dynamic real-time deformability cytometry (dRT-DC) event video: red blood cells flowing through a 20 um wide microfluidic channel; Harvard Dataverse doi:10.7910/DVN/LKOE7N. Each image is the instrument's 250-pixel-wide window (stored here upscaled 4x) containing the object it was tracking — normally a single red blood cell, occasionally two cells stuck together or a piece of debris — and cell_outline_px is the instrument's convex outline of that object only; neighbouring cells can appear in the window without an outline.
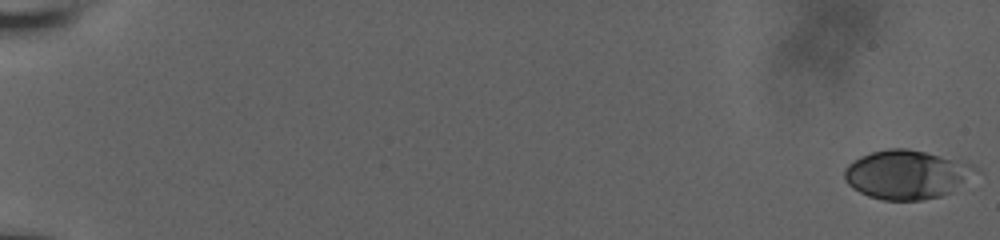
{"species": "human", "species_latin": "Homo sapiens", "temperature_condition": "room temperature", "stored_images_in_passage": 58, "camera_frame_rate_fps": 3000, "um_per_image_px": 0.085, "donor": {"sex": "male"}, "frame": {"image": 1, "passage_image": 1, "time_ms": 0.0, "image_size_px": [1000, 240], "cell_outline_px": [[984, 172], [952, 192], [940, 196], [920, 200], [884, 200], [868, 196], [852, 188], [848, 184], [844, 176], [844, 168], [852, 160], [860, 156], [872, 152], [888, 148], [908, 148], [972, 164], [980, 168]], "centroid_in_image_um": [77.13, 14.84], "position_along_channel_um": 7.9, "area_um2": 37.86}}
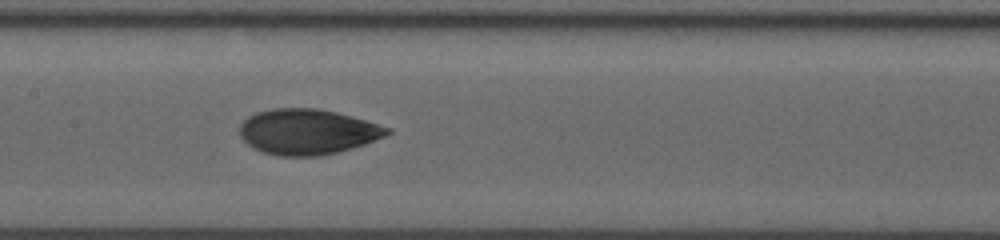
{"frame": {"image": 2, "passage_image": 32, "time_ms": 10.333, "image_size_px": [1000, 240], "cell_outline_px": [[392, 132], [384, 136], [364, 144], [352, 148], [320, 156], [280, 156], [264, 152], [252, 148], [240, 136], [240, 124], [248, 116], [256, 112], [272, 108], [316, 108], [336, 112], [392, 128]], "centroid_in_image_um": [26.11, 11.2], "position_along_channel_um": 181.3, "area_um2": 38.96}}
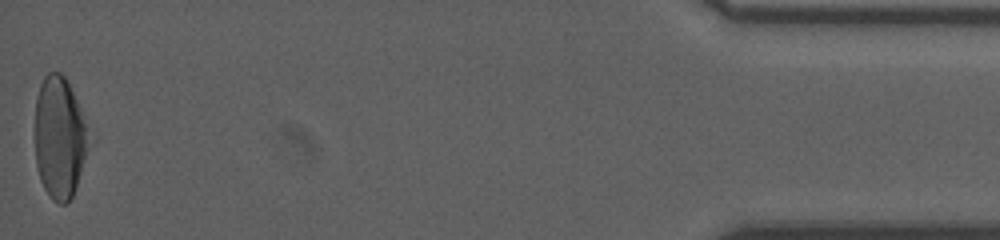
{"frame": {"image": 3, "passage_image": 58, "time_ms": 19.0, "image_size_px": [1000, 240], "cell_outline_px": [[96, 140], [72, 196], [64, 204], [60, 204], [52, 200], [44, 188], [40, 180], [36, 164], [36, 96], [40, 84], [44, 76], [48, 72], [60, 72], [64, 76], [96, 136]], "centroid_in_image_um": [5.17, 11.71], "position_along_channel_um": 430.0, "area_um2": 39.82}, "authors_computed_cell_mechanics": {"area_um2": 37.7145, "velocity_mm_per_s": 3.8303, "shape_relaxation_time_tau1_ms": 5.5199, "shape_relaxation_time_tau2_ms": 1.373, "deformation_change_tau1": 0.1771, "deformation_change_tau2": 0.0582}}